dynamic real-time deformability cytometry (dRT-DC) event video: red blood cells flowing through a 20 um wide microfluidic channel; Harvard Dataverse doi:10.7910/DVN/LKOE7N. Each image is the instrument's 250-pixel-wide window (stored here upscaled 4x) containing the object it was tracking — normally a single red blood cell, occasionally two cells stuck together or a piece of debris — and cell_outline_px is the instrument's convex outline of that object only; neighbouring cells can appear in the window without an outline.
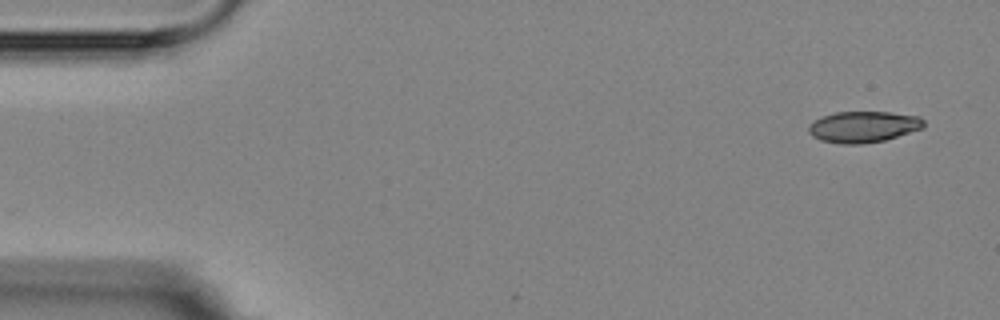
{"species": "Egyptian fruit bat (a non-hibernating species)", "species_latin": "Rousettus aegyptiacus", "temperature_condition": "room temperature", "stored_images_in_passage": 5, "segment_of_instrument_passage": [1, 2], "camera_frame_rate_fps": 3000, "um_per_image_px": 0.085, "animal": {"sex": "female"}, "frame": {"image": 1, "passage_image": 1, "time_ms": 0.0, "image_size_px": [1000, 320], "cell_outline_px": [[924, 128], [884, 140], [860, 144], [840, 144], [820, 140], [812, 136], [808, 132], [808, 128], [820, 116], [836, 112], [888, 112], [920, 116], [924, 120]], "centroid_in_image_um": [73.39, 10.78], "position_along_channel_um": 11.6, "area_um2": 20.92}}